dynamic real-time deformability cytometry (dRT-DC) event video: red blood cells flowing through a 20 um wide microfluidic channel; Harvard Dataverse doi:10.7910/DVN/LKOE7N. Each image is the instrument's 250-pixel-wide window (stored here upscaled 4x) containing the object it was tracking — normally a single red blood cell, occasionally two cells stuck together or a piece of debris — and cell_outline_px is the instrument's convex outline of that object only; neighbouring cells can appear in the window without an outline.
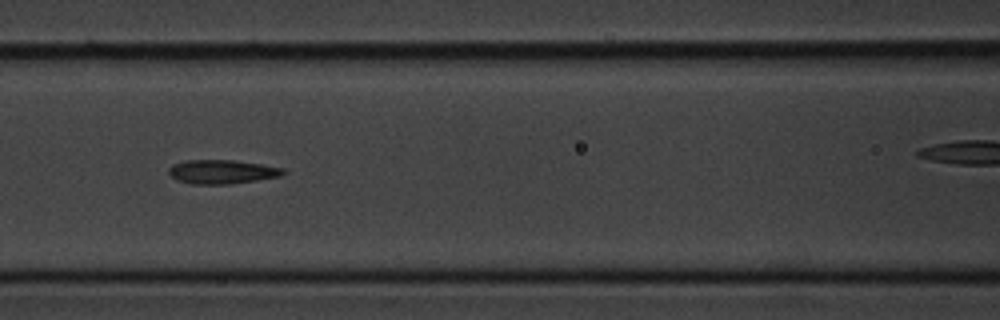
{"species": "common noctule bat (a hibernating species)", "species_latin": "Nyctalus noctula", "temperature_condition": "cold", "stored_images_in_passage": 7, "camera_frame_rate_fps": 3000, "um_per_image_px": 0.085, "animal": {"sex": "male", "body_mass_g": 20.1, "forearm_length_mm": 53.5}, "frame": {"image": 1, "passage_image": 5, "time_ms": 4.333, "image_size_px": [1000, 320], "cell_outline_px": [[288, 172], [280, 176], [232, 184], [192, 184], [176, 180], [168, 172], [168, 168], [172, 164], [188, 160], [232, 160], [260, 164], [284, 168]], "centroid_in_image_um": [18.87, 14.6], "position_along_channel_um": 147.7, "area_um2": 16.01}}